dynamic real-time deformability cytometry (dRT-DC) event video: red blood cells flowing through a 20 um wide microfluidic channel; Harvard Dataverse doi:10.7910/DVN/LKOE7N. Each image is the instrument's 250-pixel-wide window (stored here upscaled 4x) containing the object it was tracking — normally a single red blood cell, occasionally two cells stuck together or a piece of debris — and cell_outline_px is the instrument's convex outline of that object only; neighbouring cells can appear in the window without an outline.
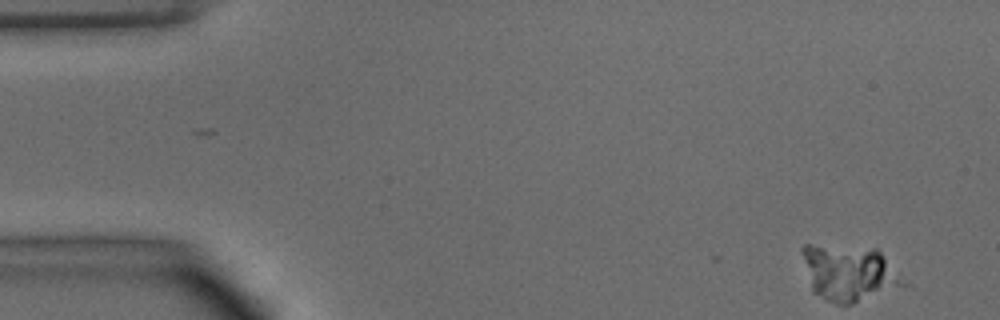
{"species": "common noctule bat (a hibernating species)", "species_latin": "Nyctalus noctula", "temperature_condition": "warm", "stored_images_in_passage": 4, "camera_frame_rate_fps": 3000, "um_per_image_px": 0.085, "animal": {"sex": "male", "body_mass_g": 15.6}, "frame": {"image": 1, "passage_image": 1, "time_ms": 0.0, "image_size_px": [1000, 320], "cell_outline_px": [[908, 284], [852, 304], [836, 304], [812, 292], [800, 252], [800, 248], [804, 244], [812, 244], [876, 248], [900, 272]], "centroid_in_image_um": [72.16, 23.18], "position_along_channel_um": 12.8, "area_um2": 33.23}}